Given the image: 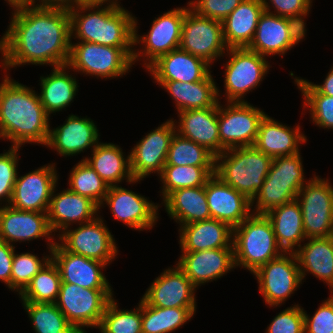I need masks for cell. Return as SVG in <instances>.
Wrapping results in <instances>:
<instances>
[{
	"instance_id": "25",
	"label": "cell",
	"mask_w": 333,
	"mask_h": 333,
	"mask_svg": "<svg viewBox=\"0 0 333 333\" xmlns=\"http://www.w3.org/2000/svg\"><path fill=\"white\" fill-rule=\"evenodd\" d=\"M99 130L92 119L71 114L65 123L49 129V135L45 147L56 150L63 157H72L86 149L91 150L100 142Z\"/></svg>"
},
{
	"instance_id": "19",
	"label": "cell",
	"mask_w": 333,
	"mask_h": 333,
	"mask_svg": "<svg viewBox=\"0 0 333 333\" xmlns=\"http://www.w3.org/2000/svg\"><path fill=\"white\" fill-rule=\"evenodd\" d=\"M54 236L48 223L47 212L19 210L10 205H0L1 241L13 245L16 242L46 238L47 248L51 251L57 239Z\"/></svg>"
},
{
	"instance_id": "52",
	"label": "cell",
	"mask_w": 333,
	"mask_h": 333,
	"mask_svg": "<svg viewBox=\"0 0 333 333\" xmlns=\"http://www.w3.org/2000/svg\"><path fill=\"white\" fill-rule=\"evenodd\" d=\"M291 77L294 79V83L301 93H321L328 96H333V66L328 72L325 80L322 84H314L303 78L294 77L293 72H290Z\"/></svg>"
},
{
	"instance_id": "6",
	"label": "cell",
	"mask_w": 333,
	"mask_h": 333,
	"mask_svg": "<svg viewBox=\"0 0 333 333\" xmlns=\"http://www.w3.org/2000/svg\"><path fill=\"white\" fill-rule=\"evenodd\" d=\"M302 163L300 152L272 160L262 188L251 201L254 214H266L271 209L297 198L300 189L308 182L304 180Z\"/></svg>"
},
{
	"instance_id": "31",
	"label": "cell",
	"mask_w": 333,
	"mask_h": 333,
	"mask_svg": "<svg viewBox=\"0 0 333 333\" xmlns=\"http://www.w3.org/2000/svg\"><path fill=\"white\" fill-rule=\"evenodd\" d=\"M175 101L177 113L191 109L214 107L221 99L216 82L211 73L198 82L155 81Z\"/></svg>"
},
{
	"instance_id": "14",
	"label": "cell",
	"mask_w": 333,
	"mask_h": 333,
	"mask_svg": "<svg viewBox=\"0 0 333 333\" xmlns=\"http://www.w3.org/2000/svg\"><path fill=\"white\" fill-rule=\"evenodd\" d=\"M253 275L259 284L258 290L269 307H280L303 282L297 257L293 252H283L258 268Z\"/></svg>"
},
{
	"instance_id": "33",
	"label": "cell",
	"mask_w": 333,
	"mask_h": 333,
	"mask_svg": "<svg viewBox=\"0 0 333 333\" xmlns=\"http://www.w3.org/2000/svg\"><path fill=\"white\" fill-rule=\"evenodd\" d=\"M294 252L302 281L307 273L328 285L333 293V236L326 238L306 239Z\"/></svg>"
},
{
	"instance_id": "27",
	"label": "cell",
	"mask_w": 333,
	"mask_h": 333,
	"mask_svg": "<svg viewBox=\"0 0 333 333\" xmlns=\"http://www.w3.org/2000/svg\"><path fill=\"white\" fill-rule=\"evenodd\" d=\"M210 67L205 60L178 48L160 56L147 70L155 81L198 82L211 73Z\"/></svg>"
},
{
	"instance_id": "8",
	"label": "cell",
	"mask_w": 333,
	"mask_h": 333,
	"mask_svg": "<svg viewBox=\"0 0 333 333\" xmlns=\"http://www.w3.org/2000/svg\"><path fill=\"white\" fill-rule=\"evenodd\" d=\"M189 8L188 4L185 7H177L159 15L153 20L149 32L142 36L137 34L138 20L135 17L134 46L140 45L139 49H142H134L132 56L134 65L135 62L143 58V65L147 69L160 56L180 47L182 24Z\"/></svg>"
},
{
	"instance_id": "55",
	"label": "cell",
	"mask_w": 333,
	"mask_h": 333,
	"mask_svg": "<svg viewBox=\"0 0 333 333\" xmlns=\"http://www.w3.org/2000/svg\"><path fill=\"white\" fill-rule=\"evenodd\" d=\"M120 0H76L77 4H109V5H118Z\"/></svg>"
},
{
	"instance_id": "7",
	"label": "cell",
	"mask_w": 333,
	"mask_h": 333,
	"mask_svg": "<svg viewBox=\"0 0 333 333\" xmlns=\"http://www.w3.org/2000/svg\"><path fill=\"white\" fill-rule=\"evenodd\" d=\"M134 47H112L93 42L72 43L67 62L70 70L87 76L113 79L126 75L133 67Z\"/></svg>"
},
{
	"instance_id": "18",
	"label": "cell",
	"mask_w": 333,
	"mask_h": 333,
	"mask_svg": "<svg viewBox=\"0 0 333 333\" xmlns=\"http://www.w3.org/2000/svg\"><path fill=\"white\" fill-rule=\"evenodd\" d=\"M148 199L121 185L110 186L99 209L106 204L115 220L139 232L146 231L156 225L161 207Z\"/></svg>"
},
{
	"instance_id": "23",
	"label": "cell",
	"mask_w": 333,
	"mask_h": 333,
	"mask_svg": "<svg viewBox=\"0 0 333 333\" xmlns=\"http://www.w3.org/2000/svg\"><path fill=\"white\" fill-rule=\"evenodd\" d=\"M57 185L58 183L52 191L47 211L48 223L55 236V232L59 231L60 234L72 224L77 223L78 226L99 216L100 209L94 201L71 191L68 187L56 193Z\"/></svg>"
},
{
	"instance_id": "41",
	"label": "cell",
	"mask_w": 333,
	"mask_h": 333,
	"mask_svg": "<svg viewBox=\"0 0 333 333\" xmlns=\"http://www.w3.org/2000/svg\"><path fill=\"white\" fill-rule=\"evenodd\" d=\"M215 157L206 147L175 132L169 145L165 165L215 167Z\"/></svg>"
},
{
	"instance_id": "50",
	"label": "cell",
	"mask_w": 333,
	"mask_h": 333,
	"mask_svg": "<svg viewBox=\"0 0 333 333\" xmlns=\"http://www.w3.org/2000/svg\"><path fill=\"white\" fill-rule=\"evenodd\" d=\"M304 333H333V293L323 300L313 316L304 310Z\"/></svg>"
},
{
	"instance_id": "11",
	"label": "cell",
	"mask_w": 333,
	"mask_h": 333,
	"mask_svg": "<svg viewBox=\"0 0 333 333\" xmlns=\"http://www.w3.org/2000/svg\"><path fill=\"white\" fill-rule=\"evenodd\" d=\"M113 297L112 289H89L61 282L56 305L70 324L97 329Z\"/></svg>"
},
{
	"instance_id": "26",
	"label": "cell",
	"mask_w": 333,
	"mask_h": 333,
	"mask_svg": "<svg viewBox=\"0 0 333 333\" xmlns=\"http://www.w3.org/2000/svg\"><path fill=\"white\" fill-rule=\"evenodd\" d=\"M211 218L237 227L253 212L251 200L213 175L205 184Z\"/></svg>"
},
{
	"instance_id": "40",
	"label": "cell",
	"mask_w": 333,
	"mask_h": 333,
	"mask_svg": "<svg viewBox=\"0 0 333 333\" xmlns=\"http://www.w3.org/2000/svg\"><path fill=\"white\" fill-rule=\"evenodd\" d=\"M56 264L50 259L19 294L22 302L56 303L61 286Z\"/></svg>"
},
{
	"instance_id": "48",
	"label": "cell",
	"mask_w": 333,
	"mask_h": 333,
	"mask_svg": "<svg viewBox=\"0 0 333 333\" xmlns=\"http://www.w3.org/2000/svg\"><path fill=\"white\" fill-rule=\"evenodd\" d=\"M262 2L266 12L293 19L306 29L305 17L309 15L313 0H262ZM270 5L274 11H271Z\"/></svg>"
},
{
	"instance_id": "4",
	"label": "cell",
	"mask_w": 333,
	"mask_h": 333,
	"mask_svg": "<svg viewBox=\"0 0 333 333\" xmlns=\"http://www.w3.org/2000/svg\"><path fill=\"white\" fill-rule=\"evenodd\" d=\"M272 160L254 146L228 149L215 157L214 175L252 201L262 188Z\"/></svg>"
},
{
	"instance_id": "20",
	"label": "cell",
	"mask_w": 333,
	"mask_h": 333,
	"mask_svg": "<svg viewBox=\"0 0 333 333\" xmlns=\"http://www.w3.org/2000/svg\"><path fill=\"white\" fill-rule=\"evenodd\" d=\"M55 165H43L20 177L17 174L9 205L19 210L47 212L59 179Z\"/></svg>"
},
{
	"instance_id": "9",
	"label": "cell",
	"mask_w": 333,
	"mask_h": 333,
	"mask_svg": "<svg viewBox=\"0 0 333 333\" xmlns=\"http://www.w3.org/2000/svg\"><path fill=\"white\" fill-rule=\"evenodd\" d=\"M306 239L333 236V185L314 175L297 194Z\"/></svg>"
},
{
	"instance_id": "34",
	"label": "cell",
	"mask_w": 333,
	"mask_h": 333,
	"mask_svg": "<svg viewBox=\"0 0 333 333\" xmlns=\"http://www.w3.org/2000/svg\"><path fill=\"white\" fill-rule=\"evenodd\" d=\"M123 149L113 143L99 142L93 149L91 157L85 160L99 176L110 186H116L126 180L128 184L142 180H134L130 170V158L122 151Z\"/></svg>"
},
{
	"instance_id": "12",
	"label": "cell",
	"mask_w": 333,
	"mask_h": 333,
	"mask_svg": "<svg viewBox=\"0 0 333 333\" xmlns=\"http://www.w3.org/2000/svg\"><path fill=\"white\" fill-rule=\"evenodd\" d=\"M265 112L246 102H218L220 154L225 150L253 146Z\"/></svg>"
},
{
	"instance_id": "21",
	"label": "cell",
	"mask_w": 333,
	"mask_h": 333,
	"mask_svg": "<svg viewBox=\"0 0 333 333\" xmlns=\"http://www.w3.org/2000/svg\"><path fill=\"white\" fill-rule=\"evenodd\" d=\"M175 265L165 269L146 289L142 299L148 305L159 308L197 307L196 287Z\"/></svg>"
},
{
	"instance_id": "13",
	"label": "cell",
	"mask_w": 333,
	"mask_h": 333,
	"mask_svg": "<svg viewBox=\"0 0 333 333\" xmlns=\"http://www.w3.org/2000/svg\"><path fill=\"white\" fill-rule=\"evenodd\" d=\"M102 216L82 223L75 229L66 228L57 234V242L66 250L110 265L117 257L118 247L114 235L105 225ZM73 228V229H72Z\"/></svg>"
},
{
	"instance_id": "47",
	"label": "cell",
	"mask_w": 333,
	"mask_h": 333,
	"mask_svg": "<svg viewBox=\"0 0 333 333\" xmlns=\"http://www.w3.org/2000/svg\"><path fill=\"white\" fill-rule=\"evenodd\" d=\"M301 95L304 100V111L306 108L310 112V121L320 129L333 130V96L321 93H301Z\"/></svg>"
},
{
	"instance_id": "44",
	"label": "cell",
	"mask_w": 333,
	"mask_h": 333,
	"mask_svg": "<svg viewBox=\"0 0 333 333\" xmlns=\"http://www.w3.org/2000/svg\"><path fill=\"white\" fill-rule=\"evenodd\" d=\"M35 333H57L70 323L56 303L22 302Z\"/></svg>"
},
{
	"instance_id": "29",
	"label": "cell",
	"mask_w": 333,
	"mask_h": 333,
	"mask_svg": "<svg viewBox=\"0 0 333 333\" xmlns=\"http://www.w3.org/2000/svg\"><path fill=\"white\" fill-rule=\"evenodd\" d=\"M303 143H307V137L301 132L300 125L292 128L265 114L253 146L274 159L299 153V144Z\"/></svg>"
},
{
	"instance_id": "5",
	"label": "cell",
	"mask_w": 333,
	"mask_h": 333,
	"mask_svg": "<svg viewBox=\"0 0 333 333\" xmlns=\"http://www.w3.org/2000/svg\"><path fill=\"white\" fill-rule=\"evenodd\" d=\"M232 245L235 267L248 269L251 274L283 253L265 214L252 213L235 227Z\"/></svg>"
},
{
	"instance_id": "53",
	"label": "cell",
	"mask_w": 333,
	"mask_h": 333,
	"mask_svg": "<svg viewBox=\"0 0 333 333\" xmlns=\"http://www.w3.org/2000/svg\"><path fill=\"white\" fill-rule=\"evenodd\" d=\"M15 246L0 240V281L11 289V268Z\"/></svg>"
},
{
	"instance_id": "39",
	"label": "cell",
	"mask_w": 333,
	"mask_h": 333,
	"mask_svg": "<svg viewBox=\"0 0 333 333\" xmlns=\"http://www.w3.org/2000/svg\"><path fill=\"white\" fill-rule=\"evenodd\" d=\"M214 172L215 167L164 165L159 175L162 182V200L175 190L204 186Z\"/></svg>"
},
{
	"instance_id": "43",
	"label": "cell",
	"mask_w": 333,
	"mask_h": 333,
	"mask_svg": "<svg viewBox=\"0 0 333 333\" xmlns=\"http://www.w3.org/2000/svg\"><path fill=\"white\" fill-rule=\"evenodd\" d=\"M142 298L132 310L118 307L114 297L107 304L98 327L104 333H142Z\"/></svg>"
},
{
	"instance_id": "49",
	"label": "cell",
	"mask_w": 333,
	"mask_h": 333,
	"mask_svg": "<svg viewBox=\"0 0 333 333\" xmlns=\"http://www.w3.org/2000/svg\"><path fill=\"white\" fill-rule=\"evenodd\" d=\"M266 333H304V308L294 304L280 311L267 326Z\"/></svg>"
},
{
	"instance_id": "54",
	"label": "cell",
	"mask_w": 333,
	"mask_h": 333,
	"mask_svg": "<svg viewBox=\"0 0 333 333\" xmlns=\"http://www.w3.org/2000/svg\"><path fill=\"white\" fill-rule=\"evenodd\" d=\"M29 3H37V5L41 6L70 8L76 5V0H29Z\"/></svg>"
},
{
	"instance_id": "37",
	"label": "cell",
	"mask_w": 333,
	"mask_h": 333,
	"mask_svg": "<svg viewBox=\"0 0 333 333\" xmlns=\"http://www.w3.org/2000/svg\"><path fill=\"white\" fill-rule=\"evenodd\" d=\"M265 215L271 221L276 241L283 252L294 253L305 242L302 212L297 199L275 207Z\"/></svg>"
},
{
	"instance_id": "38",
	"label": "cell",
	"mask_w": 333,
	"mask_h": 333,
	"mask_svg": "<svg viewBox=\"0 0 333 333\" xmlns=\"http://www.w3.org/2000/svg\"><path fill=\"white\" fill-rule=\"evenodd\" d=\"M197 307L159 308L142 299V333H171L190 321Z\"/></svg>"
},
{
	"instance_id": "16",
	"label": "cell",
	"mask_w": 333,
	"mask_h": 333,
	"mask_svg": "<svg viewBox=\"0 0 333 333\" xmlns=\"http://www.w3.org/2000/svg\"><path fill=\"white\" fill-rule=\"evenodd\" d=\"M306 31L295 20L264 10L254 38L247 48L265 57L279 55L283 58L287 51L306 37Z\"/></svg>"
},
{
	"instance_id": "22",
	"label": "cell",
	"mask_w": 333,
	"mask_h": 333,
	"mask_svg": "<svg viewBox=\"0 0 333 333\" xmlns=\"http://www.w3.org/2000/svg\"><path fill=\"white\" fill-rule=\"evenodd\" d=\"M51 259L62 282L89 289H112L102 271L108 265L101 261L66 251L57 241L51 249Z\"/></svg>"
},
{
	"instance_id": "56",
	"label": "cell",
	"mask_w": 333,
	"mask_h": 333,
	"mask_svg": "<svg viewBox=\"0 0 333 333\" xmlns=\"http://www.w3.org/2000/svg\"><path fill=\"white\" fill-rule=\"evenodd\" d=\"M85 329L82 327L70 324L65 330L59 331L57 333H84Z\"/></svg>"
},
{
	"instance_id": "2",
	"label": "cell",
	"mask_w": 333,
	"mask_h": 333,
	"mask_svg": "<svg viewBox=\"0 0 333 333\" xmlns=\"http://www.w3.org/2000/svg\"><path fill=\"white\" fill-rule=\"evenodd\" d=\"M8 75L0 83V139L9 140L13 147L46 145L51 118L38 92Z\"/></svg>"
},
{
	"instance_id": "36",
	"label": "cell",
	"mask_w": 333,
	"mask_h": 333,
	"mask_svg": "<svg viewBox=\"0 0 333 333\" xmlns=\"http://www.w3.org/2000/svg\"><path fill=\"white\" fill-rule=\"evenodd\" d=\"M162 205L179 227L211 219L205 185L175 190L163 200Z\"/></svg>"
},
{
	"instance_id": "42",
	"label": "cell",
	"mask_w": 333,
	"mask_h": 333,
	"mask_svg": "<svg viewBox=\"0 0 333 333\" xmlns=\"http://www.w3.org/2000/svg\"><path fill=\"white\" fill-rule=\"evenodd\" d=\"M69 174L68 188L81 196L88 197L100 207L109 186L99 174L85 160L75 164Z\"/></svg>"
},
{
	"instance_id": "17",
	"label": "cell",
	"mask_w": 333,
	"mask_h": 333,
	"mask_svg": "<svg viewBox=\"0 0 333 333\" xmlns=\"http://www.w3.org/2000/svg\"><path fill=\"white\" fill-rule=\"evenodd\" d=\"M176 127L173 118L146 134L129 152L130 170L134 180H143L151 173L161 174Z\"/></svg>"
},
{
	"instance_id": "46",
	"label": "cell",
	"mask_w": 333,
	"mask_h": 333,
	"mask_svg": "<svg viewBox=\"0 0 333 333\" xmlns=\"http://www.w3.org/2000/svg\"><path fill=\"white\" fill-rule=\"evenodd\" d=\"M20 147L10 146L7 152L0 153V204L9 205L18 171ZM3 202V203H2ZM5 203V204H4Z\"/></svg>"
},
{
	"instance_id": "24",
	"label": "cell",
	"mask_w": 333,
	"mask_h": 333,
	"mask_svg": "<svg viewBox=\"0 0 333 333\" xmlns=\"http://www.w3.org/2000/svg\"><path fill=\"white\" fill-rule=\"evenodd\" d=\"M181 253L176 264L197 289L235 269L233 248Z\"/></svg>"
},
{
	"instance_id": "1",
	"label": "cell",
	"mask_w": 333,
	"mask_h": 333,
	"mask_svg": "<svg viewBox=\"0 0 333 333\" xmlns=\"http://www.w3.org/2000/svg\"><path fill=\"white\" fill-rule=\"evenodd\" d=\"M13 10L9 26L0 38L4 72L21 65H67L71 29L68 8L23 3Z\"/></svg>"
},
{
	"instance_id": "15",
	"label": "cell",
	"mask_w": 333,
	"mask_h": 333,
	"mask_svg": "<svg viewBox=\"0 0 333 333\" xmlns=\"http://www.w3.org/2000/svg\"><path fill=\"white\" fill-rule=\"evenodd\" d=\"M179 48L212 65L219 57H224L228 50L222 22L202 17L189 8L182 24Z\"/></svg>"
},
{
	"instance_id": "3",
	"label": "cell",
	"mask_w": 333,
	"mask_h": 333,
	"mask_svg": "<svg viewBox=\"0 0 333 333\" xmlns=\"http://www.w3.org/2000/svg\"><path fill=\"white\" fill-rule=\"evenodd\" d=\"M71 40L112 47L134 46V19L122 5L77 4L68 8Z\"/></svg>"
},
{
	"instance_id": "30",
	"label": "cell",
	"mask_w": 333,
	"mask_h": 333,
	"mask_svg": "<svg viewBox=\"0 0 333 333\" xmlns=\"http://www.w3.org/2000/svg\"><path fill=\"white\" fill-rule=\"evenodd\" d=\"M178 230L181 252L233 248V228L217 219L186 224Z\"/></svg>"
},
{
	"instance_id": "35",
	"label": "cell",
	"mask_w": 333,
	"mask_h": 333,
	"mask_svg": "<svg viewBox=\"0 0 333 333\" xmlns=\"http://www.w3.org/2000/svg\"><path fill=\"white\" fill-rule=\"evenodd\" d=\"M69 70L68 65L53 67L49 75L40 76L41 92L38 95L49 116L71 105L78 92L76 77Z\"/></svg>"
},
{
	"instance_id": "45",
	"label": "cell",
	"mask_w": 333,
	"mask_h": 333,
	"mask_svg": "<svg viewBox=\"0 0 333 333\" xmlns=\"http://www.w3.org/2000/svg\"><path fill=\"white\" fill-rule=\"evenodd\" d=\"M50 259L51 251L42 259L29 251L19 254L14 252L11 268V291H15L19 295Z\"/></svg>"
},
{
	"instance_id": "57",
	"label": "cell",
	"mask_w": 333,
	"mask_h": 333,
	"mask_svg": "<svg viewBox=\"0 0 333 333\" xmlns=\"http://www.w3.org/2000/svg\"><path fill=\"white\" fill-rule=\"evenodd\" d=\"M9 6H14L17 4L29 3V0H4Z\"/></svg>"
},
{
	"instance_id": "28",
	"label": "cell",
	"mask_w": 333,
	"mask_h": 333,
	"mask_svg": "<svg viewBox=\"0 0 333 333\" xmlns=\"http://www.w3.org/2000/svg\"><path fill=\"white\" fill-rule=\"evenodd\" d=\"M174 120L176 133L206 147L215 156L220 154L218 103L214 107L178 112Z\"/></svg>"
},
{
	"instance_id": "51",
	"label": "cell",
	"mask_w": 333,
	"mask_h": 333,
	"mask_svg": "<svg viewBox=\"0 0 333 333\" xmlns=\"http://www.w3.org/2000/svg\"><path fill=\"white\" fill-rule=\"evenodd\" d=\"M241 2L242 0H191L187 4L196 14L222 22Z\"/></svg>"
},
{
	"instance_id": "32",
	"label": "cell",
	"mask_w": 333,
	"mask_h": 333,
	"mask_svg": "<svg viewBox=\"0 0 333 333\" xmlns=\"http://www.w3.org/2000/svg\"><path fill=\"white\" fill-rule=\"evenodd\" d=\"M262 0L242 2L222 21L225 44L228 48L248 47L252 42L261 14Z\"/></svg>"
},
{
	"instance_id": "10",
	"label": "cell",
	"mask_w": 333,
	"mask_h": 333,
	"mask_svg": "<svg viewBox=\"0 0 333 333\" xmlns=\"http://www.w3.org/2000/svg\"><path fill=\"white\" fill-rule=\"evenodd\" d=\"M224 87L226 102H246L244 96L252 92L269 73L270 63L267 57L243 48H228Z\"/></svg>"
}]
</instances>
